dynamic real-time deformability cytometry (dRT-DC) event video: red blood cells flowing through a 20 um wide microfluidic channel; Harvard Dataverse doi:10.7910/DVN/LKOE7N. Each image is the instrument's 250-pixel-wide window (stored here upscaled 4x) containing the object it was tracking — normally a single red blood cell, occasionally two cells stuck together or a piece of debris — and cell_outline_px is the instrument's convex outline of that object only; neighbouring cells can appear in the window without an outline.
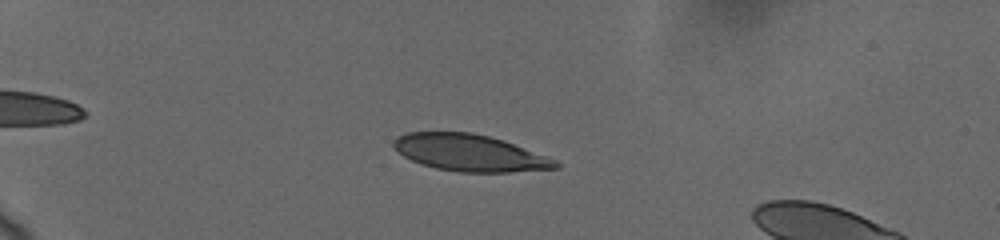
{"species": "human", "species_latin": "Homo sapiens", "temperature_condition": "cold", "stored_images_in_passage": 59, "camera_frame_rate_fps": 3000, "um_per_image_px": 0.085, "donor": {"sex": "female"}, "frame": {"image": 1, "passage_image": 19, "time_ms": 5.333, "image_size_px": [1000, 240], "cell_outline_px": [[560, 168], [508, 172], [460, 172], [436, 168], [420, 164], [404, 156], [392, 144], [392, 140], [396, 136], [408, 132], [472, 132], [504, 140], [548, 156], [556, 160], [560, 164]], "centroid_in_image_um": [39.94, 12.99], "position_along_channel_um": 45.1, "area_um2": 34.74}}
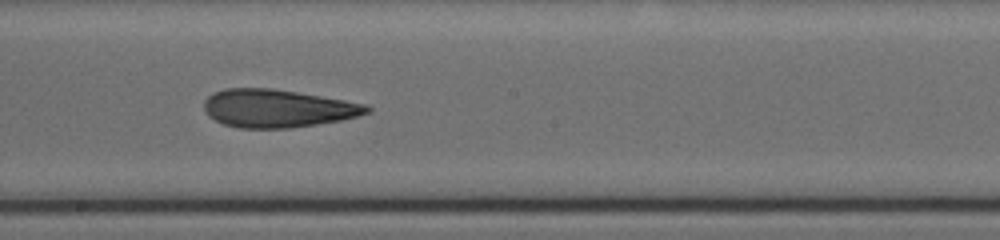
{"frame": {"image": 2, "passage_image": 42, "time_ms": 11.667, "image_size_px": [1000, 240], "cell_outline_px": [[372, 112], [340, 120], [316, 124], [288, 128], [240, 128], [224, 124], [208, 116], [204, 108], [204, 100], [208, 96], [224, 88], [272, 88], [368, 104], [372, 108]], "centroid_in_image_um": [23.59, 9.21], "position_along_channel_um": 224.6, "area_um2": 35.89}}
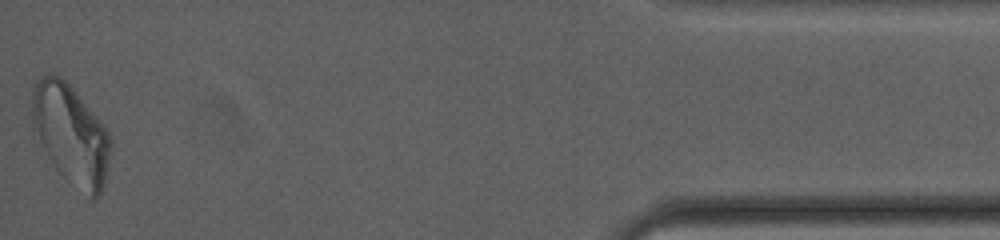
{"frame": {"image": 3, "passage_image": 59, "time_ms": 19.0, "image_size_px": [1000, 240], "cell_outline_px": [[112, 148], [104, 184], [100, 196], [96, 200], [92, 200], [64, 176], [56, 168], [36, 144], [32, 136], [32, 88], [36, 80], [40, 76], [48, 72], [52, 72], [60, 76], [72, 88], [104, 124], [112, 140]], "centroid_in_image_um": [5.99, 11.42], "position_along_channel_um": 429.2, "area_um2": 46.59}, "authors_computed_cell_mechanics": {"area_um2": 35.2002, "velocity_mm_per_s": 3.6968, "shape_relaxation_time_tau1_ms": 6.4591, "shape_relaxation_time_tau2_ms": 3.3742, "deformation_change_tau1": 0.1737, "deformation_change_tau2": 0.1143}}